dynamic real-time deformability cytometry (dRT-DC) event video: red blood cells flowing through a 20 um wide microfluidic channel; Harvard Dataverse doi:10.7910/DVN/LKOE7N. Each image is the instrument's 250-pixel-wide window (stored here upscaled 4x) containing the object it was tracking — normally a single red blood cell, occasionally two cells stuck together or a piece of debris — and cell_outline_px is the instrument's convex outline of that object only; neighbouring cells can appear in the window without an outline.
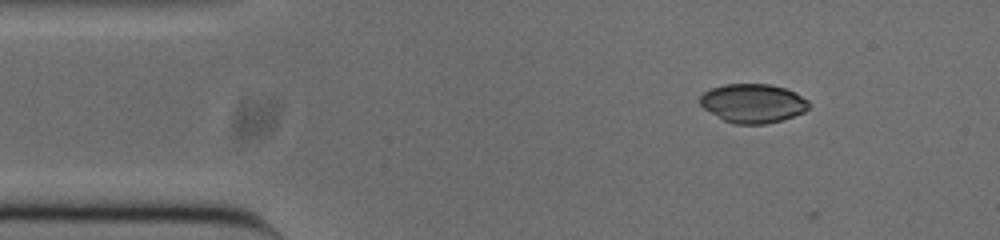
{"species": "common noctule bat (a hibernating species)", "species_latin": "Nyctalus noctula", "temperature_condition": "cold", "stored_images_in_passage": 2, "camera_frame_rate_fps": 3000, "um_per_image_px": 0.085, "animal": {"sex": "male", "body_mass_g": 20.0, "forearm_length_mm": 53.3}, "frame": {"image": 1, "passage_image": 1, "time_ms": 0.0, "image_size_px": [1000, 240], "cell_outline_px": [[808, 108], [804, 112], [780, 120], [764, 124], [732, 124], [724, 120], [704, 108], [700, 104], [700, 96], [704, 92], [712, 88], [724, 84], [768, 84], [784, 88], [796, 92], [808, 100]], "centroid_in_image_um": [63.99, 8.77], "position_along_channel_um": 21.0, "area_um2": 24.51}}